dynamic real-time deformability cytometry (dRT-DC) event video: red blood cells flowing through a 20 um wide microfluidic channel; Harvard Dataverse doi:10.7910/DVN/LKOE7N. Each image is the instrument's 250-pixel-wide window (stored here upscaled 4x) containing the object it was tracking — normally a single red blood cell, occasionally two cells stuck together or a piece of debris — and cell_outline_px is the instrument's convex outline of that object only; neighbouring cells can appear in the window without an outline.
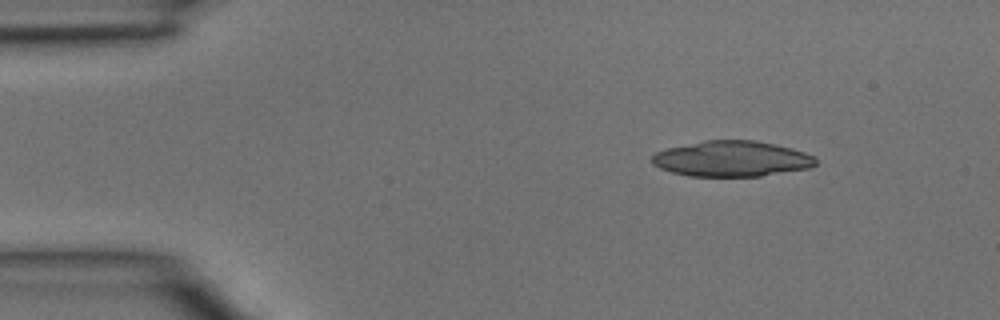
{"species": "common noctule bat (a hibernating species)", "species_latin": "Nyctalus noctula", "temperature_condition": "room temperature", "stored_images_in_passage": 7, "camera_frame_rate_fps": 3000, "um_per_image_px": 0.085, "animal": {"sex": "male", "body_mass_g": 15.6}, "frame": {"image": 1, "passage_image": 1, "time_ms": 0.0, "image_size_px": [1000, 320], "cell_outline_px": [[816, 164], [808, 168], [760, 176], [688, 176], [672, 172], [660, 168], [652, 164], [652, 156], [656, 152], [664, 148], [704, 140], [756, 140], [776, 144], [792, 148], [816, 156]], "centroid_in_image_um": [62.18, 13.48], "position_along_channel_um": 22.8, "area_um2": 34.16}}